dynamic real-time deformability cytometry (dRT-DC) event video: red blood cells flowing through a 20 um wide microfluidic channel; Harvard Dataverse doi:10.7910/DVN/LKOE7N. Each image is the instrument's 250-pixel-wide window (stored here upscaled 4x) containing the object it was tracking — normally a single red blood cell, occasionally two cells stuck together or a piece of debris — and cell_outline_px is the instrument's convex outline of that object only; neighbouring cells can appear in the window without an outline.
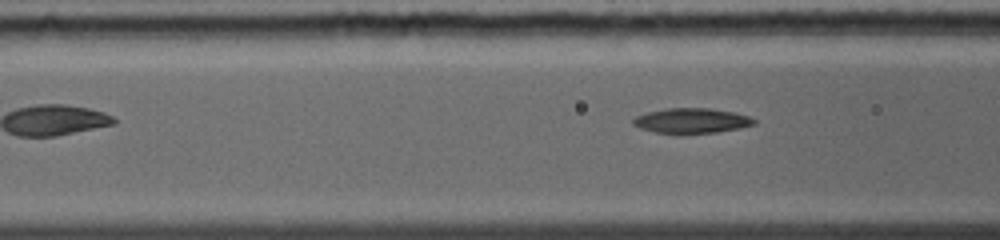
{"species": "common noctule bat (a hibernating species)", "species_latin": "Nyctalus noctula", "temperature_condition": "warm", "stored_images_in_passage": 8, "segment_of_instrument_passage": [2, 2], "camera_frame_rate_fps": 5000, "um_per_image_px": 0.085, "animal": {"sex": "female", "body_mass_g": 19.0, "forearm_length_mm": 56.7}, "frame": {"image": 1, "passage_image": 8, "time_ms": 3.2, "image_size_px": [1000, 240], "cell_outline_px": [[756, 124], [740, 128], [716, 132], [680, 136], [676, 136], [656, 132], [640, 128], [632, 124], [632, 120], [636, 116], [648, 112], [664, 108], [708, 108], [736, 112], [748, 116], [756, 120]], "centroid_in_image_um": [58.77, 10.29], "position_along_channel_um": 107.8, "area_um2": 18.26}}